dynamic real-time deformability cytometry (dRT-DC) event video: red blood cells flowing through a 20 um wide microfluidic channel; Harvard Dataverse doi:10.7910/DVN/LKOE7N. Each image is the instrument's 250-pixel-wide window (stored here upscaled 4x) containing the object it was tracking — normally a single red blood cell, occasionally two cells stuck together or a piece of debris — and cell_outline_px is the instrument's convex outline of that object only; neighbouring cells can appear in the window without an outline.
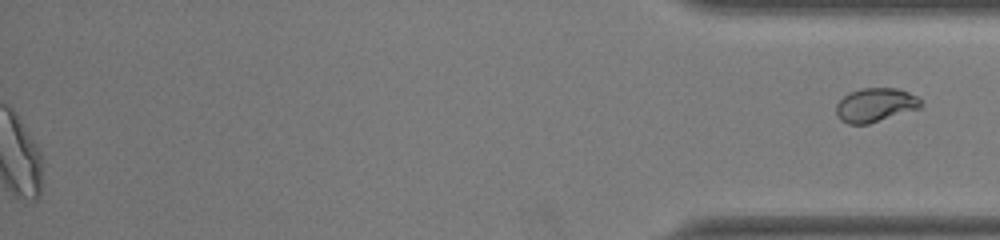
{"species": "common noctule bat (a hibernating species)", "species_latin": "Nyctalus noctula", "temperature_condition": "room temperature", "stored_images_in_passage": 46, "segment_of_instrument_passage": [2, 2], "camera_frame_rate_fps": 3000, "um_per_image_px": 0.085, "animal": {"sex": "female", "body_mass_g": 22.0, "forearm_length_mm": 56.7}, "frame": {"image": 1, "passage_image": 46, "time_ms": 15.0, "image_size_px": [1000, 240], "cell_outline_px": [[924, 104], [920, 108], [868, 124], [848, 124], [840, 120], [836, 116], [836, 104], [844, 96], [852, 92], [864, 88], [896, 88], [920, 96]], "centroid_in_image_um": [74.44, 8.93], "position_along_channel_um": 360.8, "area_um2": 16.82}}